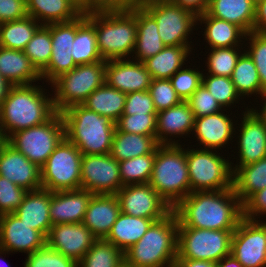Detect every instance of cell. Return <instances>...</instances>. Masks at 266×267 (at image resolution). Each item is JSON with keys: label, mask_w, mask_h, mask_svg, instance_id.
Instances as JSON below:
<instances>
[{"label": "cell", "mask_w": 266, "mask_h": 267, "mask_svg": "<svg viewBox=\"0 0 266 267\" xmlns=\"http://www.w3.org/2000/svg\"><path fill=\"white\" fill-rule=\"evenodd\" d=\"M143 8L155 19L165 46L190 45L188 36L197 25V16L174 3Z\"/></svg>", "instance_id": "12"}, {"label": "cell", "mask_w": 266, "mask_h": 267, "mask_svg": "<svg viewBox=\"0 0 266 267\" xmlns=\"http://www.w3.org/2000/svg\"><path fill=\"white\" fill-rule=\"evenodd\" d=\"M203 73L195 69L186 68L178 70L169 80L172 87L182 101H187L189 97L202 84Z\"/></svg>", "instance_id": "47"}, {"label": "cell", "mask_w": 266, "mask_h": 267, "mask_svg": "<svg viewBox=\"0 0 266 267\" xmlns=\"http://www.w3.org/2000/svg\"><path fill=\"white\" fill-rule=\"evenodd\" d=\"M195 118L219 113L223 108L201 84L187 100Z\"/></svg>", "instance_id": "51"}, {"label": "cell", "mask_w": 266, "mask_h": 267, "mask_svg": "<svg viewBox=\"0 0 266 267\" xmlns=\"http://www.w3.org/2000/svg\"><path fill=\"white\" fill-rule=\"evenodd\" d=\"M27 16L26 0H0V24Z\"/></svg>", "instance_id": "53"}, {"label": "cell", "mask_w": 266, "mask_h": 267, "mask_svg": "<svg viewBox=\"0 0 266 267\" xmlns=\"http://www.w3.org/2000/svg\"><path fill=\"white\" fill-rule=\"evenodd\" d=\"M6 142V138L2 132L1 125H0V147Z\"/></svg>", "instance_id": "65"}, {"label": "cell", "mask_w": 266, "mask_h": 267, "mask_svg": "<svg viewBox=\"0 0 266 267\" xmlns=\"http://www.w3.org/2000/svg\"><path fill=\"white\" fill-rule=\"evenodd\" d=\"M93 193L85 189L51 193L49 215L52 225L82 223Z\"/></svg>", "instance_id": "22"}, {"label": "cell", "mask_w": 266, "mask_h": 267, "mask_svg": "<svg viewBox=\"0 0 266 267\" xmlns=\"http://www.w3.org/2000/svg\"><path fill=\"white\" fill-rule=\"evenodd\" d=\"M234 231L178 227L176 259L209 260L218 263L231 254Z\"/></svg>", "instance_id": "10"}, {"label": "cell", "mask_w": 266, "mask_h": 267, "mask_svg": "<svg viewBox=\"0 0 266 267\" xmlns=\"http://www.w3.org/2000/svg\"><path fill=\"white\" fill-rule=\"evenodd\" d=\"M125 99L126 93L109 86L105 82L89 95L82 105L116 123L123 114Z\"/></svg>", "instance_id": "36"}, {"label": "cell", "mask_w": 266, "mask_h": 267, "mask_svg": "<svg viewBox=\"0 0 266 267\" xmlns=\"http://www.w3.org/2000/svg\"><path fill=\"white\" fill-rule=\"evenodd\" d=\"M82 156L65 137L41 167L42 188L51 192L80 189Z\"/></svg>", "instance_id": "11"}, {"label": "cell", "mask_w": 266, "mask_h": 267, "mask_svg": "<svg viewBox=\"0 0 266 267\" xmlns=\"http://www.w3.org/2000/svg\"><path fill=\"white\" fill-rule=\"evenodd\" d=\"M205 23V40L211 48L240 46L247 33L239 26L208 15L206 12L197 17V22ZM244 37V38H243ZM242 38V39H240Z\"/></svg>", "instance_id": "34"}, {"label": "cell", "mask_w": 266, "mask_h": 267, "mask_svg": "<svg viewBox=\"0 0 266 267\" xmlns=\"http://www.w3.org/2000/svg\"><path fill=\"white\" fill-rule=\"evenodd\" d=\"M157 114L151 94L148 90L130 92L126 94L122 115Z\"/></svg>", "instance_id": "52"}, {"label": "cell", "mask_w": 266, "mask_h": 267, "mask_svg": "<svg viewBox=\"0 0 266 267\" xmlns=\"http://www.w3.org/2000/svg\"><path fill=\"white\" fill-rule=\"evenodd\" d=\"M134 61V62H133ZM152 77L144 63L131 59H115L106 61L105 82L123 92L149 90Z\"/></svg>", "instance_id": "21"}, {"label": "cell", "mask_w": 266, "mask_h": 267, "mask_svg": "<svg viewBox=\"0 0 266 267\" xmlns=\"http://www.w3.org/2000/svg\"><path fill=\"white\" fill-rule=\"evenodd\" d=\"M149 184L173 209L191 193L186 150L180 144H160Z\"/></svg>", "instance_id": "6"}, {"label": "cell", "mask_w": 266, "mask_h": 267, "mask_svg": "<svg viewBox=\"0 0 266 267\" xmlns=\"http://www.w3.org/2000/svg\"><path fill=\"white\" fill-rule=\"evenodd\" d=\"M172 211L178 227L235 230L243 218V205L233 187L219 191L191 192Z\"/></svg>", "instance_id": "1"}, {"label": "cell", "mask_w": 266, "mask_h": 267, "mask_svg": "<svg viewBox=\"0 0 266 267\" xmlns=\"http://www.w3.org/2000/svg\"><path fill=\"white\" fill-rule=\"evenodd\" d=\"M84 11L103 5L99 0H74Z\"/></svg>", "instance_id": "60"}, {"label": "cell", "mask_w": 266, "mask_h": 267, "mask_svg": "<svg viewBox=\"0 0 266 267\" xmlns=\"http://www.w3.org/2000/svg\"><path fill=\"white\" fill-rule=\"evenodd\" d=\"M178 219L172 211L154 222L141 239L124 252L126 267H173L177 257Z\"/></svg>", "instance_id": "4"}, {"label": "cell", "mask_w": 266, "mask_h": 267, "mask_svg": "<svg viewBox=\"0 0 266 267\" xmlns=\"http://www.w3.org/2000/svg\"><path fill=\"white\" fill-rule=\"evenodd\" d=\"M120 213L115 194H93L82 223L97 239H105Z\"/></svg>", "instance_id": "23"}, {"label": "cell", "mask_w": 266, "mask_h": 267, "mask_svg": "<svg viewBox=\"0 0 266 267\" xmlns=\"http://www.w3.org/2000/svg\"><path fill=\"white\" fill-rule=\"evenodd\" d=\"M253 32L266 34V0H256Z\"/></svg>", "instance_id": "55"}, {"label": "cell", "mask_w": 266, "mask_h": 267, "mask_svg": "<svg viewBox=\"0 0 266 267\" xmlns=\"http://www.w3.org/2000/svg\"><path fill=\"white\" fill-rule=\"evenodd\" d=\"M242 205L243 217L257 221L258 215L266 214V188L252 194Z\"/></svg>", "instance_id": "54"}, {"label": "cell", "mask_w": 266, "mask_h": 267, "mask_svg": "<svg viewBox=\"0 0 266 267\" xmlns=\"http://www.w3.org/2000/svg\"><path fill=\"white\" fill-rule=\"evenodd\" d=\"M24 267H78V263L45 245L28 254Z\"/></svg>", "instance_id": "46"}, {"label": "cell", "mask_w": 266, "mask_h": 267, "mask_svg": "<svg viewBox=\"0 0 266 267\" xmlns=\"http://www.w3.org/2000/svg\"><path fill=\"white\" fill-rule=\"evenodd\" d=\"M155 151L119 162L120 179L123 186L147 184L151 178Z\"/></svg>", "instance_id": "41"}, {"label": "cell", "mask_w": 266, "mask_h": 267, "mask_svg": "<svg viewBox=\"0 0 266 267\" xmlns=\"http://www.w3.org/2000/svg\"><path fill=\"white\" fill-rule=\"evenodd\" d=\"M94 24L97 47L105 61L126 59L133 53L137 38L134 4L101 5L87 10Z\"/></svg>", "instance_id": "2"}, {"label": "cell", "mask_w": 266, "mask_h": 267, "mask_svg": "<svg viewBox=\"0 0 266 267\" xmlns=\"http://www.w3.org/2000/svg\"><path fill=\"white\" fill-rule=\"evenodd\" d=\"M249 37V50L246 52L253 59L258 71V76L262 89L266 90V34L250 32L246 35Z\"/></svg>", "instance_id": "50"}, {"label": "cell", "mask_w": 266, "mask_h": 267, "mask_svg": "<svg viewBox=\"0 0 266 267\" xmlns=\"http://www.w3.org/2000/svg\"><path fill=\"white\" fill-rule=\"evenodd\" d=\"M175 0H139L136 4L141 7L152 6L158 4L174 3Z\"/></svg>", "instance_id": "61"}, {"label": "cell", "mask_w": 266, "mask_h": 267, "mask_svg": "<svg viewBox=\"0 0 266 267\" xmlns=\"http://www.w3.org/2000/svg\"><path fill=\"white\" fill-rule=\"evenodd\" d=\"M81 188L93 194H116L122 187L119 162L110 153L83 155Z\"/></svg>", "instance_id": "15"}, {"label": "cell", "mask_w": 266, "mask_h": 267, "mask_svg": "<svg viewBox=\"0 0 266 267\" xmlns=\"http://www.w3.org/2000/svg\"><path fill=\"white\" fill-rule=\"evenodd\" d=\"M65 123V137L82 155H105L111 152L115 123L106 116L87 109L82 104L61 112Z\"/></svg>", "instance_id": "5"}, {"label": "cell", "mask_w": 266, "mask_h": 267, "mask_svg": "<svg viewBox=\"0 0 266 267\" xmlns=\"http://www.w3.org/2000/svg\"><path fill=\"white\" fill-rule=\"evenodd\" d=\"M262 100L264 101V105L262 106V109L260 110V112H258L259 110H254V108H252L251 110L266 124V90L260 95Z\"/></svg>", "instance_id": "62"}, {"label": "cell", "mask_w": 266, "mask_h": 267, "mask_svg": "<svg viewBox=\"0 0 266 267\" xmlns=\"http://www.w3.org/2000/svg\"><path fill=\"white\" fill-rule=\"evenodd\" d=\"M256 0H210L206 13L253 32Z\"/></svg>", "instance_id": "30"}, {"label": "cell", "mask_w": 266, "mask_h": 267, "mask_svg": "<svg viewBox=\"0 0 266 267\" xmlns=\"http://www.w3.org/2000/svg\"><path fill=\"white\" fill-rule=\"evenodd\" d=\"M139 0H120V5L136 4Z\"/></svg>", "instance_id": "64"}, {"label": "cell", "mask_w": 266, "mask_h": 267, "mask_svg": "<svg viewBox=\"0 0 266 267\" xmlns=\"http://www.w3.org/2000/svg\"><path fill=\"white\" fill-rule=\"evenodd\" d=\"M191 192L219 191L233 186L232 162L208 149H186Z\"/></svg>", "instance_id": "8"}, {"label": "cell", "mask_w": 266, "mask_h": 267, "mask_svg": "<svg viewBox=\"0 0 266 267\" xmlns=\"http://www.w3.org/2000/svg\"><path fill=\"white\" fill-rule=\"evenodd\" d=\"M148 91L157 112L173 107L182 101L169 79H152Z\"/></svg>", "instance_id": "48"}, {"label": "cell", "mask_w": 266, "mask_h": 267, "mask_svg": "<svg viewBox=\"0 0 266 267\" xmlns=\"http://www.w3.org/2000/svg\"><path fill=\"white\" fill-rule=\"evenodd\" d=\"M238 47L211 48L206 63L208 73L214 76L231 77L237 60L242 54L238 52Z\"/></svg>", "instance_id": "44"}, {"label": "cell", "mask_w": 266, "mask_h": 267, "mask_svg": "<svg viewBox=\"0 0 266 267\" xmlns=\"http://www.w3.org/2000/svg\"><path fill=\"white\" fill-rule=\"evenodd\" d=\"M218 267H244L232 254L225 256L218 263Z\"/></svg>", "instance_id": "59"}, {"label": "cell", "mask_w": 266, "mask_h": 267, "mask_svg": "<svg viewBox=\"0 0 266 267\" xmlns=\"http://www.w3.org/2000/svg\"><path fill=\"white\" fill-rule=\"evenodd\" d=\"M217 263L209 260L175 259L173 267H216Z\"/></svg>", "instance_id": "57"}, {"label": "cell", "mask_w": 266, "mask_h": 267, "mask_svg": "<svg viewBox=\"0 0 266 267\" xmlns=\"http://www.w3.org/2000/svg\"><path fill=\"white\" fill-rule=\"evenodd\" d=\"M191 49L190 45L165 46L159 53L143 63L152 79H170L182 69Z\"/></svg>", "instance_id": "33"}, {"label": "cell", "mask_w": 266, "mask_h": 267, "mask_svg": "<svg viewBox=\"0 0 266 267\" xmlns=\"http://www.w3.org/2000/svg\"><path fill=\"white\" fill-rule=\"evenodd\" d=\"M123 265L124 253L105 239H97L78 263V267H122Z\"/></svg>", "instance_id": "40"}, {"label": "cell", "mask_w": 266, "mask_h": 267, "mask_svg": "<svg viewBox=\"0 0 266 267\" xmlns=\"http://www.w3.org/2000/svg\"><path fill=\"white\" fill-rule=\"evenodd\" d=\"M233 189L243 204L252 194L266 188V157L238 167L233 172Z\"/></svg>", "instance_id": "37"}, {"label": "cell", "mask_w": 266, "mask_h": 267, "mask_svg": "<svg viewBox=\"0 0 266 267\" xmlns=\"http://www.w3.org/2000/svg\"><path fill=\"white\" fill-rule=\"evenodd\" d=\"M103 5H120V0H99Z\"/></svg>", "instance_id": "63"}, {"label": "cell", "mask_w": 266, "mask_h": 267, "mask_svg": "<svg viewBox=\"0 0 266 267\" xmlns=\"http://www.w3.org/2000/svg\"><path fill=\"white\" fill-rule=\"evenodd\" d=\"M23 51L41 73L48 66L52 53L50 30L45 25H42Z\"/></svg>", "instance_id": "42"}, {"label": "cell", "mask_w": 266, "mask_h": 267, "mask_svg": "<svg viewBox=\"0 0 266 267\" xmlns=\"http://www.w3.org/2000/svg\"><path fill=\"white\" fill-rule=\"evenodd\" d=\"M96 240L83 223H66L51 226L46 245L79 263Z\"/></svg>", "instance_id": "17"}, {"label": "cell", "mask_w": 266, "mask_h": 267, "mask_svg": "<svg viewBox=\"0 0 266 267\" xmlns=\"http://www.w3.org/2000/svg\"><path fill=\"white\" fill-rule=\"evenodd\" d=\"M121 213L133 217L164 219L172 212L170 205L149 184L123 186L116 194Z\"/></svg>", "instance_id": "14"}, {"label": "cell", "mask_w": 266, "mask_h": 267, "mask_svg": "<svg viewBox=\"0 0 266 267\" xmlns=\"http://www.w3.org/2000/svg\"><path fill=\"white\" fill-rule=\"evenodd\" d=\"M13 85L0 73V107L7 98Z\"/></svg>", "instance_id": "58"}, {"label": "cell", "mask_w": 266, "mask_h": 267, "mask_svg": "<svg viewBox=\"0 0 266 267\" xmlns=\"http://www.w3.org/2000/svg\"><path fill=\"white\" fill-rule=\"evenodd\" d=\"M194 125V113L187 101H181L173 107L157 112L156 140L159 144H180L171 138L168 139V135H188L194 130Z\"/></svg>", "instance_id": "24"}, {"label": "cell", "mask_w": 266, "mask_h": 267, "mask_svg": "<svg viewBox=\"0 0 266 267\" xmlns=\"http://www.w3.org/2000/svg\"><path fill=\"white\" fill-rule=\"evenodd\" d=\"M51 193L43 188L27 191L22 203L14 212L23 223L39 231L45 238L52 226L49 215Z\"/></svg>", "instance_id": "25"}, {"label": "cell", "mask_w": 266, "mask_h": 267, "mask_svg": "<svg viewBox=\"0 0 266 267\" xmlns=\"http://www.w3.org/2000/svg\"><path fill=\"white\" fill-rule=\"evenodd\" d=\"M0 73L13 86L31 85L42 80L41 73L21 50L7 49L0 46Z\"/></svg>", "instance_id": "29"}, {"label": "cell", "mask_w": 266, "mask_h": 267, "mask_svg": "<svg viewBox=\"0 0 266 267\" xmlns=\"http://www.w3.org/2000/svg\"><path fill=\"white\" fill-rule=\"evenodd\" d=\"M46 245V238L23 223L14 213L0 216V254L32 253Z\"/></svg>", "instance_id": "18"}, {"label": "cell", "mask_w": 266, "mask_h": 267, "mask_svg": "<svg viewBox=\"0 0 266 267\" xmlns=\"http://www.w3.org/2000/svg\"><path fill=\"white\" fill-rule=\"evenodd\" d=\"M157 114L121 115L115 123L121 132L156 136Z\"/></svg>", "instance_id": "45"}, {"label": "cell", "mask_w": 266, "mask_h": 267, "mask_svg": "<svg viewBox=\"0 0 266 267\" xmlns=\"http://www.w3.org/2000/svg\"><path fill=\"white\" fill-rule=\"evenodd\" d=\"M41 26V23L31 16L2 23L0 24V46L23 51Z\"/></svg>", "instance_id": "38"}, {"label": "cell", "mask_w": 266, "mask_h": 267, "mask_svg": "<svg viewBox=\"0 0 266 267\" xmlns=\"http://www.w3.org/2000/svg\"><path fill=\"white\" fill-rule=\"evenodd\" d=\"M174 4L190 11L197 17L205 13L208 7L207 0H175Z\"/></svg>", "instance_id": "56"}, {"label": "cell", "mask_w": 266, "mask_h": 267, "mask_svg": "<svg viewBox=\"0 0 266 267\" xmlns=\"http://www.w3.org/2000/svg\"><path fill=\"white\" fill-rule=\"evenodd\" d=\"M160 144L156 136L121 132L115 129L110 155L118 162L151 154Z\"/></svg>", "instance_id": "35"}, {"label": "cell", "mask_w": 266, "mask_h": 267, "mask_svg": "<svg viewBox=\"0 0 266 267\" xmlns=\"http://www.w3.org/2000/svg\"><path fill=\"white\" fill-rule=\"evenodd\" d=\"M106 61L77 65L63 73L51 84L54 87V106L61 113L68 107L82 104L86 98L105 83Z\"/></svg>", "instance_id": "7"}, {"label": "cell", "mask_w": 266, "mask_h": 267, "mask_svg": "<svg viewBox=\"0 0 266 267\" xmlns=\"http://www.w3.org/2000/svg\"><path fill=\"white\" fill-rule=\"evenodd\" d=\"M134 16L136 17L137 38L133 54L135 60L144 62L148 58L159 53L165 45L158 33L155 19L141 6L134 4Z\"/></svg>", "instance_id": "27"}, {"label": "cell", "mask_w": 266, "mask_h": 267, "mask_svg": "<svg viewBox=\"0 0 266 267\" xmlns=\"http://www.w3.org/2000/svg\"><path fill=\"white\" fill-rule=\"evenodd\" d=\"M72 58L76 65L105 61L99 53L94 24L87 18V10L76 18V35Z\"/></svg>", "instance_id": "32"}, {"label": "cell", "mask_w": 266, "mask_h": 267, "mask_svg": "<svg viewBox=\"0 0 266 267\" xmlns=\"http://www.w3.org/2000/svg\"><path fill=\"white\" fill-rule=\"evenodd\" d=\"M0 176L27 191L42 188L41 168L7 141L0 147Z\"/></svg>", "instance_id": "19"}, {"label": "cell", "mask_w": 266, "mask_h": 267, "mask_svg": "<svg viewBox=\"0 0 266 267\" xmlns=\"http://www.w3.org/2000/svg\"><path fill=\"white\" fill-rule=\"evenodd\" d=\"M231 80L240 96L264 92L254 61L246 51L238 58Z\"/></svg>", "instance_id": "39"}, {"label": "cell", "mask_w": 266, "mask_h": 267, "mask_svg": "<svg viewBox=\"0 0 266 267\" xmlns=\"http://www.w3.org/2000/svg\"><path fill=\"white\" fill-rule=\"evenodd\" d=\"M154 222L153 219L120 213L105 240L117 246L124 253L141 239Z\"/></svg>", "instance_id": "31"}, {"label": "cell", "mask_w": 266, "mask_h": 267, "mask_svg": "<svg viewBox=\"0 0 266 267\" xmlns=\"http://www.w3.org/2000/svg\"><path fill=\"white\" fill-rule=\"evenodd\" d=\"M27 190L0 176V216L14 213L23 201Z\"/></svg>", "instance_id": "49"}, {"label": "cell", "mask_w": 266, "mask_h": 267, "mask_svg": "<svg viewBox=\"0 0 266 267\" xmlns=\"http://www.w3.org/2000/svg\"><path fill=\"white\" fill-rule=\"evenodd\" d=\"M242 115V125L238 141L239 165L231 166L234 172L238 167L259 161L266 157V124L251 110ZM240 145V146H239Z\"/></svg>", "instance_id": "20"}, {"label": "cell", "mask_w": 266, "mask_h": 267, "mask_svg": "<svg viewBox=\"0 0 266 267\" xmlns=\"http://www.w3.org/2000/svg\"><path fill=\"white\" fill-rule=\"evenodd\" d=\"M202 84L223 109H225L224 107H230L232 104L234 105V102L238 103L237 99L239 100L241 97L231 77L214 76L211 74L204 76L203 74Z\"/></svg>", "instance_id": "43"}, {"label": "cell", "mask_w": 266, "mask_h": 267, "mask_svg": "<svg viewBox=\"0 0 266 267\" xmlns=\"http://www.w3.org/2000/svg\"><path fill=\"white\" fill-rule=\"evenodd\" d=\"M64 138V119L57 112L46 123L14 132L6 141L41 168Z\"/></svg>", "instance_id": "9"}, {"label": "cell", "mask_w": 266, "mask_h": 267, "mask_svg": "<svg viewBox=\"0 0 266 267\" xmlns=\"http://www.w3.org/2000/svg\"><path fill=\"white\" fill-rule=\"evenodd\" d=\"M37 85L13 86L0 107V125L7 139L14 132L49 121L56 113L53 96Z\"/></svg>", "instance_id": "3"}, {"label": "cell", "mask_w": 266, "mask_h": 267, "mask_svg": "<svg viewBox=\"0 0 266 267\" xmlns=\"http://www.w3.org/2000/svg\"><path fill=\"white\" fill-rule=\"evenodd\" d=\"M45 26L51 32L52 53L48 66L41 72V77L46 78L51 84L60 75L77 66L72 58L73 41L76 35V19Z\"/></svg>", "instance_id": "16"}, {"label": "cell", "mask_w": 266, "mask_h": 267, "mask_svg": "<svg viewBox=\"0 0 266 267\" xmlns=\"http://www.w3.org/2000/svg\"><path fill=\"white\" fill-rule=\"evenodd\" d=\"M232 119L220 111L216 114L195 118L194 130L197 140L204 149L215 150L232 140L235 132Z\"/></svg>", "instance_id": "26"}, {"label": "cell", "mask_w": 266, "mask_h": 267, "mask_svg": "<svg viewBox=\"0 0 266 267\" xmlns=\"http://www.w3.org/2000/svg\"><path fill=\"white\" fill-rule=\"evenodd\" d=\"M231 254L244 267H266V222L243 217L232 235Z\"/></svg>", "instance_id": "13"}, {"label": "cell", "mask_w": 266, "mask_h": 267, "mask_svg": "<svg viewBox=\"0 0 266 267\" xmlns=\"http://www.w3.org/2000/svg\"><path fill=\"white\" fill-rule=\"evenodd\" d=\"M26 4L28 16L41 25L70 22L84 12L74 0H26Z\"/></svg>", "instance_id": "28"}]
</instances>
